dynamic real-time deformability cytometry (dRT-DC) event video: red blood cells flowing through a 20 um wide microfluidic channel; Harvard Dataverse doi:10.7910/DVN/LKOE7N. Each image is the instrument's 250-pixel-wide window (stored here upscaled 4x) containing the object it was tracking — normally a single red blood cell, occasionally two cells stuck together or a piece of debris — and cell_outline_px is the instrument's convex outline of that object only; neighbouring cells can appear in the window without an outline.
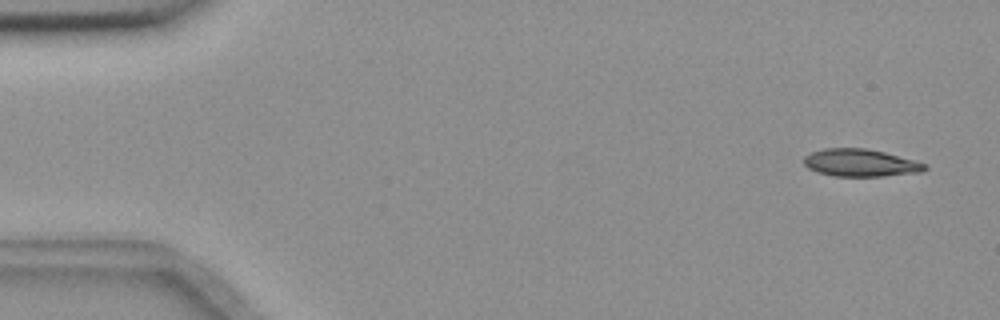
{"species": "common noctule bat (a hibernating species)", "species_latin": "Nyctalus noctula", "temperature_condition": "room temperature", "stored_images_in_passage": 6, "camera_frame_rate_fps": 3000, "um_per_image_px": 0.085, "animal": {"sex": "female", "body_mass_g": 18.4}, "frame": {"image": 1, "passage_image": 1, "time_ms": 0.0, "image_size_px": [1000, 320], "cell_outline_px": [[928, 168], [920, 172], [884, 176], [832, 176], [816, 172], [808, 168], [804, 164], [804, 156], [812, 152], [824, 148], [864, 148], [884, 152], [916, 160], [928, 164]], "centroid_in_image_um": [73.15, 13.84], "position_along_channel_um": 11.9, "area_um2": 19.48}}
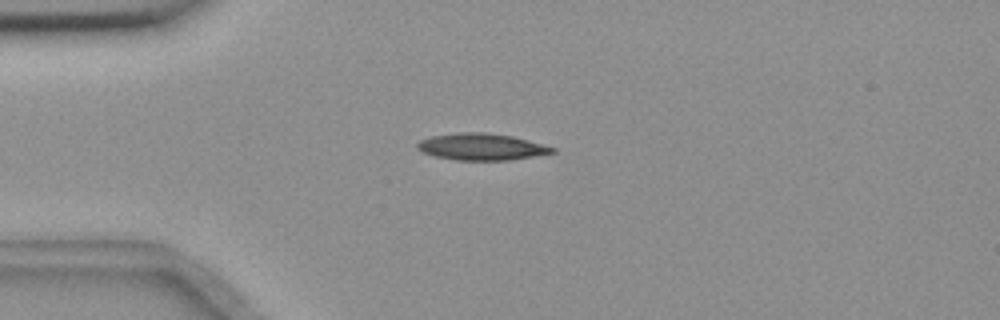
{"frame": {"image": 2, "passage_image": 4, "time_ms": 1.0, "image_size_px": [1000, 320], "cell_outline_px": [[556, 152], [508, 160], [456, 160], [436, 156], [424, 152], [416, 148], [416, 144], [420, 140], [432, 136], [460, 132], [484, 132], [512, 136], [528, 140], [556, 148]], "centroid_in_image_um": [40.92, 12.47], "position_along_channel_um": 44.1, "area_um2": 20.81}}
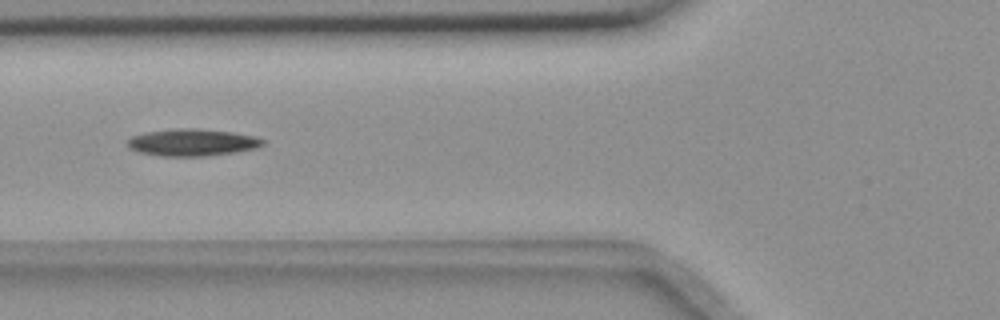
{"frame": {"image": 3, "passage_image": 6, "time_ms": 1.667, "image_size_px": [1000, 320], "cell_outline_px": [[264, 144], [256, 148], [236, 152], [204, 156], [160, 156], [140, 152], [128, 148], [128, 140], [132, 136], [148, 132], [176, 128], [196, 128], [232, 132], [256, 136], [264, 140]], "centroid_in_image_um": [16.36, 12.1], "position_along_channel_um": 109.4, "area_um2": 21.27}}